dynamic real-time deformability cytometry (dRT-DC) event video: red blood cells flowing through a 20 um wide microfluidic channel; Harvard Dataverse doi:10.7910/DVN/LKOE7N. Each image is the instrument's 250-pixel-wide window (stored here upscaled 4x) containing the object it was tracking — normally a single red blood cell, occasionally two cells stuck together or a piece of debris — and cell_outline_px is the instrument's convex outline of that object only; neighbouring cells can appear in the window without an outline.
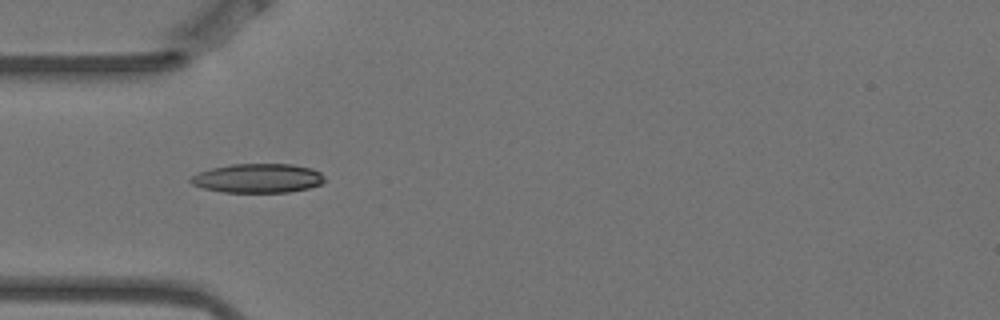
{"species": "Egyptian fruit bat (a non-hibernating species)", "species_latin": "Rousettus aegyptiacus", "temperature_condition": "warm", "stored_images_in_passage": 1, "camera_frame_rate_fps": 3000, "um_per_image_px": 0.085, "animal": {"sex": "female"}, "frame": {"image": 1, "passage_image": 1, "time_ms": 0.0, "image_size_px": [1000, 320], "cell_outline_px": [[324, 180], [320, 184], [308, 188], [288, 192], [224, 192], [204, 188], [192, 184], [188, 180], [192, 176], [200, 172], [212, 168], [232, 164], [292, 164], [312, 168], [320, 172], [324, 176]], "centroid_in_image_um": [21.93, 15.14], "position_along_channel_um": 63.1, "area_um2": 22.6}}